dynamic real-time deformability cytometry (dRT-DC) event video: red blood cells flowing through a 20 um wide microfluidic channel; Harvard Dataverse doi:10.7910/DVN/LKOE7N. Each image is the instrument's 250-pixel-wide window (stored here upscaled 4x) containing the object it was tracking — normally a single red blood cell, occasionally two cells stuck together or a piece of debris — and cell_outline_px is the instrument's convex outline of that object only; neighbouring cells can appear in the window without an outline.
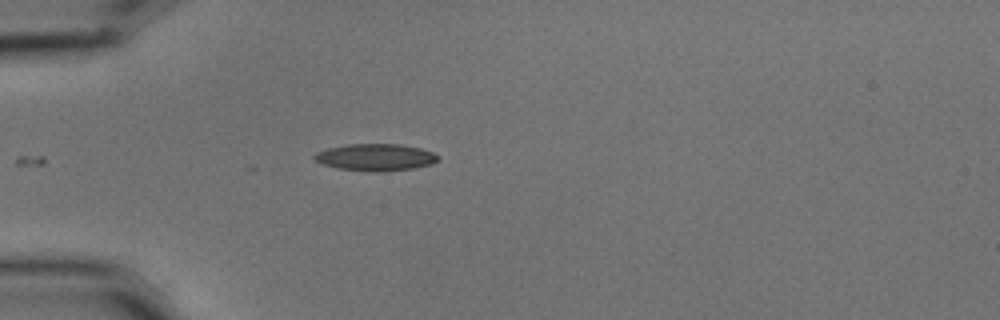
{"species": "common noctule bat (a hibernating species)", "species_latin": "Nyctalus noctula", "temperature_condition": "cold", "stored_images_in_passage": 3, "camera_frame_rate_fps": 3000, "um_per_image_px": 0.085, "animal": {"sex": "male", "body_mass_g": 15.6}, "frame": {"image": 1, "passage_image": 3, "time_ms": 0.667, "image_size_px": [1000, 320], "cell_outline_px": [[440, 160], [432, 164], [412, 168], [380, 172], [336, 168], [324, 164], [316, 160], [312, 156], [316, 152], [328, 148], [348, 144], [400, 144], [420, 148], [432, 152], [440, 156]], "centroid_in_image_um": [31.95, 13.36], "position_along_channel_um": 53.1, "area_um2": 19.36}}